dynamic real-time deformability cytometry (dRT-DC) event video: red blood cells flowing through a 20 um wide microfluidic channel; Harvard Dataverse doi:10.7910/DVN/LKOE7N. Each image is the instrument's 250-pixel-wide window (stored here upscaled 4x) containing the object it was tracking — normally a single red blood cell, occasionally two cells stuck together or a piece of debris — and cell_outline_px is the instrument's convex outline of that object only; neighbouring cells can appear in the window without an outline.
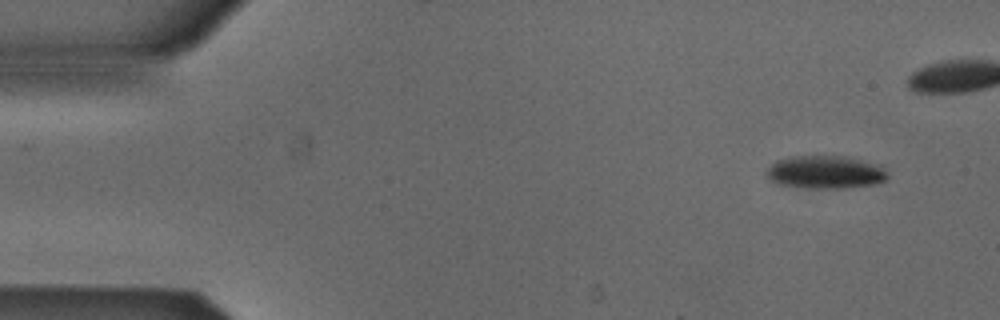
{"species": "Egyptian fruit bat (a non-hibernating species)", "species_latin": "Rousettus aegyptiacus", "temperature_condition": "cold", "stored_images_in_passage": 5, "camera_frame_rate_fps": 3000, "um_per_image_px": 0.085, "animal": {"sex": "male"}, "frame": {"image": 1, "passage_image": 1, "time_ms": 0.0, "image_size_px": [1000, 320], "cell_outline_px": [[888, 176], [884, 180], [876, 184], [848, 188], [808, 188], [776, 184], [764, 172], [776, 160], [792, 156], [840, 156], [880, 164], [888, 172]], "centroid_in_image_um": [70.16, 14.64], "position_along_channel_um": 14.8, "area_um2": 23.35}}